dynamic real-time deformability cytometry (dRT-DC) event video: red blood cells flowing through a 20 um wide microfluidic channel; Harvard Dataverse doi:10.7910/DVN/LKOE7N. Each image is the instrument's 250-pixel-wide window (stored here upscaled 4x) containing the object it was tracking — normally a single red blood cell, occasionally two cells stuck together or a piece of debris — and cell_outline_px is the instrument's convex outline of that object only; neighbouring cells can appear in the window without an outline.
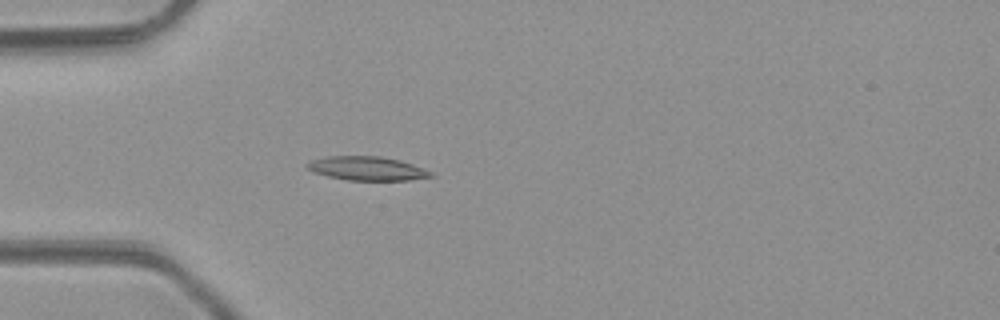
{"species": "common noctule bat (a hibernating species)", "species_latin": "Nyctalus noctula", "temperature_condition": "room temperature", "stored_images_in_passage": 4, "camera_frame_rate_fps": 3000, "um_per_image_px": 0.085, "animal": {"sex": "male", "body_mass_g": 23.1, "forearm_length_mm": 52.7}, "frame": {"image": 1, "passage_image": 4, "time_ms": 3.333, "image_size_px": [1000, 320], "cell_outline_px": [[436, 176], [408, 180], [348, 180], [328, 176], [312, 172], [304, 164], [312, 160], [328, 156], [380, 156], [400, 160], [412, 164], [432, 172]], "centroid_in_image_um": [31.19, 14.32], "position_along_channel_um": 53.8, "area_um2": 17.17}}